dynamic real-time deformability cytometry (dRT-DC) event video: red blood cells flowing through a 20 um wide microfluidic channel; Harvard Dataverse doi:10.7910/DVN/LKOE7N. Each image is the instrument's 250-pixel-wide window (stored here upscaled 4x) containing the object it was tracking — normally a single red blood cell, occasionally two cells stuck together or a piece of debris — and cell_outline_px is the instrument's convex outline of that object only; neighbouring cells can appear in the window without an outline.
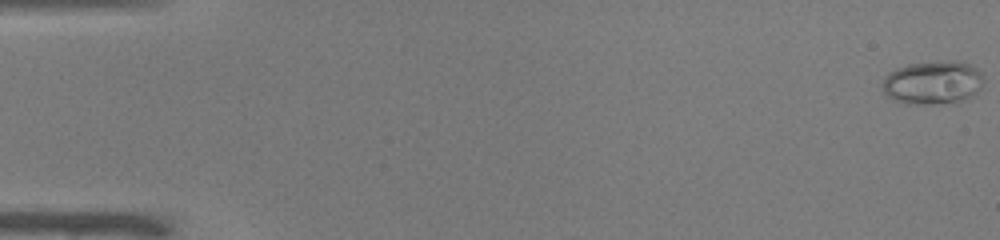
{"species": "common noctule bat (a hibernating species)", "species_latin": "Nyctalus noctula", "temperature_condition": "warm", "stored_images_in_passage": 52, "camera_frame_rate_fps": 3000, "um_per_image_px": 0.085, "animal": {"sex": "male", "body_mass_g": 19.0, "forearm_length_mm": 50.8}, "frame": {"image": 1, "passage_image": 1, "time_ms": 0.0, "image_size_px": [1000, 240], "cell_outline_px": [[984, 80], [980, 88], [976, 92], [956, 104], [908, 104], [896, 100], [888, 96], [884, 92], [880, 84], [884, 76], [888, 72], [896, 68], [908, 64], [952, 60], [956, 60], [972, 64], [984, 76]], "centroid_in_image_um": [79.28, 7.02], "position_along_channel_um": 5.7, "area_um2": 26.13}}
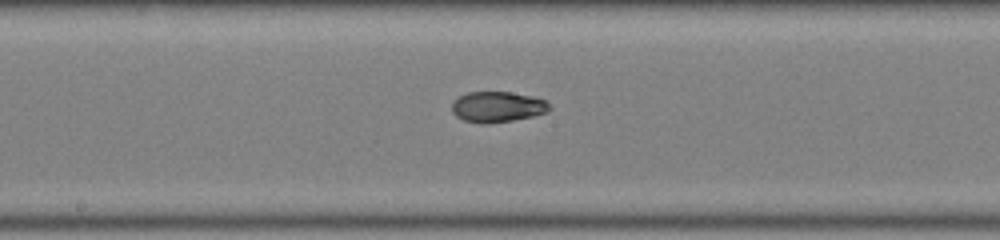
{"frame": {"image": 2, "passage_image": 28, "time_ms": 9.0, "image_size_px": [1000, 240], "cell_outline_px": [[552, 108], [548, 112], [532, 116], [512, 120], [488, 124], [480, 124], [464, 120], [456, 116], [452, 112], [452, 104], [460, 96], [468, 92], [512, 92], [532, 96], [544, 100]], "centroid_in_image_um": [42.29, 9.09], "position_along_channel_um": 205.9, "area_um2": 17.4}}
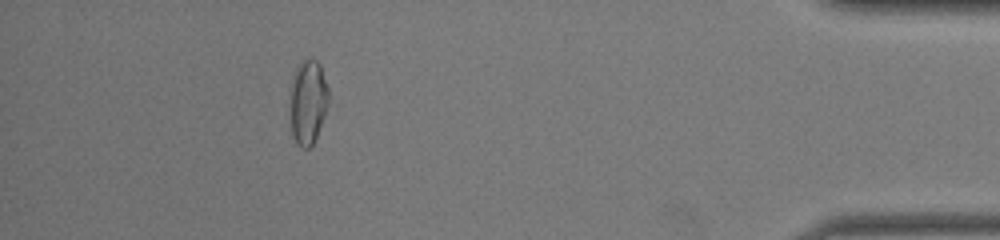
{"frame": {"image": 3, "passage_image": 47, "time_ms": 15.333, "image_size_px": [1000, 240], "cell_outline_px": [[328, 100], [316, 136], [312, 144], [308, 148], [304, 148], [296, 144], [292, 136], [292, 76], [296, 68], [304, 60], [316, 60], [320, 64], [328, 88]], "centroid_in_image_um": [26.18, 8.65], "position_along_channel_um": 409.0, "area_um2": 18.09}, "authors_computed_cell_mechanics": {"area_um2": 18.3226, "velocity_mm_per_s": 4.0093, "shape_relaxation_time_tau1_ms": null, "shape_relaxation_time_tau2_ms": 1.4777, "deformation_change_tau1": null, "deformation_change_tau2": 0.0488}}